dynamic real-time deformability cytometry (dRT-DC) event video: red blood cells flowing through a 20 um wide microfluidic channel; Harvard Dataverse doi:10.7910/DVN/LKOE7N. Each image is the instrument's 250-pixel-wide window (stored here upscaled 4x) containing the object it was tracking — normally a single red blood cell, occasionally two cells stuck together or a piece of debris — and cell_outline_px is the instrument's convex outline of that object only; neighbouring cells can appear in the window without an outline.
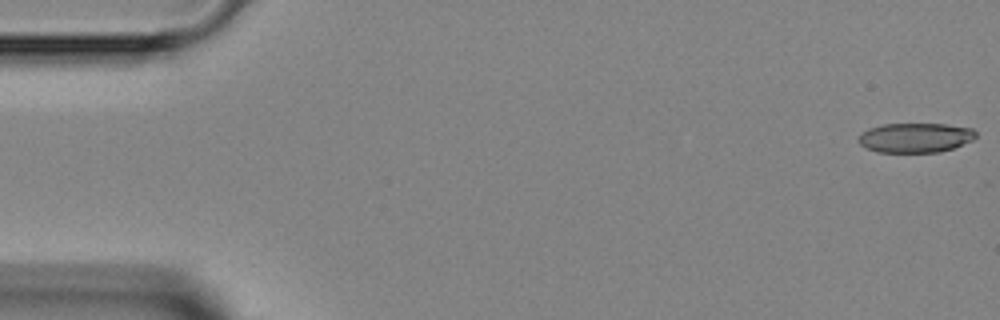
{"species": "Egyptian fruit bat (a non-hibernating species)", "species_latin": "Rousettus aegyptiacus", "temperature_condition": "room temperature", "stored_images_in_passage": 4, "camera_frame_rate_fps": 3000, "um_per_image_px": 0.085, "animal": {"sex": "female"}, "frame": {"image": 1, "passage_image": 1, "time_ms": 0.0, "image_size_px": [1000, 320], "cell_outline_px": [[976, 136], [972, 140], [952, 148], [940, 152], [876, 152], [860, 144], [856, 140], [860, 132], [868, 128], [884, 124], [948, 124], [972, 128], [976, 132]], "centroid_in_image_um": [77.77, 11.7], "position_along_channel_um": 7.2, "area_um2": 20.35}}